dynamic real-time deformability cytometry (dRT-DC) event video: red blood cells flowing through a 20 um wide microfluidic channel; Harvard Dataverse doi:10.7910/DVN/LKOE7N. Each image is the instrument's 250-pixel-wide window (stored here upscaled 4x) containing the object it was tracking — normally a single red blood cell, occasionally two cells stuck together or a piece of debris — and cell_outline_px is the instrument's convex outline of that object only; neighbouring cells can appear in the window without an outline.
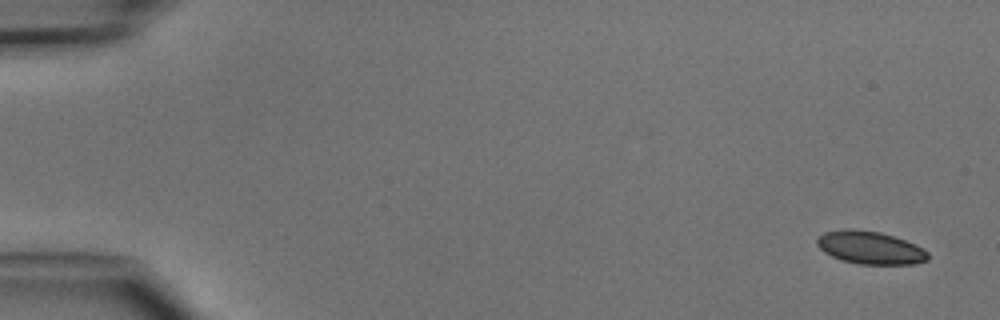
{"species": "common noctule bat (a hibernating species)", "species_latin": "Nyctalus noctula", "temperature_condition": "cold", "stored_images_in_passage": 6, "camera_frame_rate_fps": 3000, "um_per_image_px": 0.085, "animal": {"sex": "male", "body_mass_g": 15.6}, "frame": {"image": 1, "passage_image": 1, "time_ms": 0.0, "image_size_px": [1000, 320], "cell_outline_px": [[928, 260], [916, 264], [860, 264], [844, 260], [832, 256], [824, 252], [816, 244], [816, 240], [824, 232], [844, 228], [852, 228], [880, 232], [916, 244], [924, 248], [928, 252]], "centroid_in_image_um": [73.97, 21.04], "position_along_channel_um": 11.0, "area_um2": 21.27}}
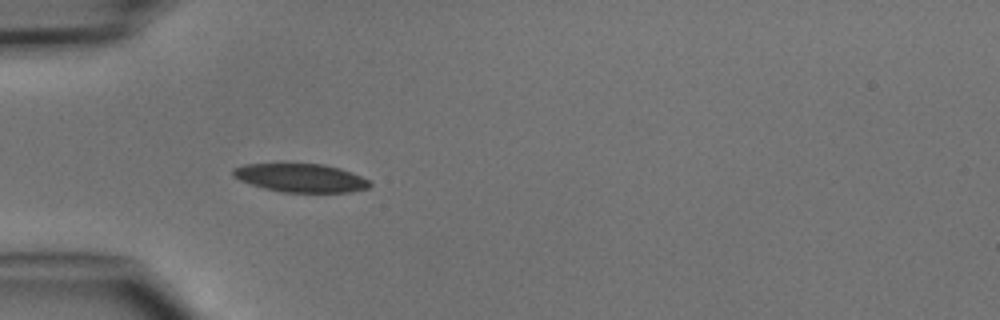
{"frame": {"image": 2, "passage_image": 4, "time_ms": 4.333, "image_size_px": [1000, 320], "cell_outline_px": [[372, 184], [368, 188], [352, 192], [284, 192], [264, 188], [240, 180], [232, 176], [232, 168], [244, 164], [284, 160], [324, 164], [340, 168], [352, 172], [368, 180]], "centroid_in_image_um": [25.5, 15.05], "position_along_channel_um": 59.5, "area_um2": 23.76}}
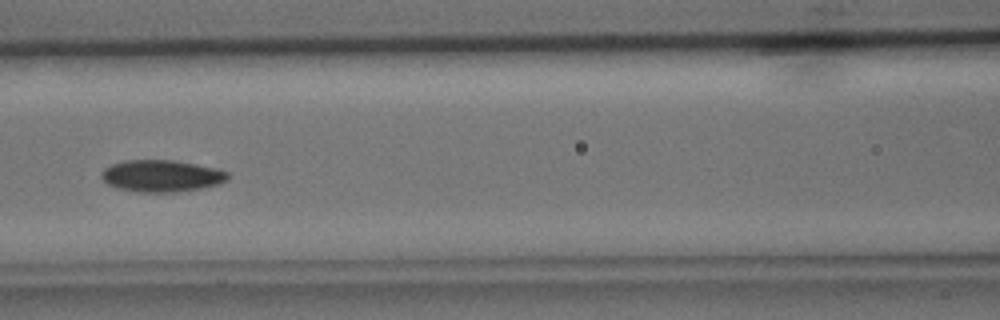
{"frame": {"image": 3, "passage_image": 6, "time_ms": 6.667, "image_size_px": [1000, 320], "cell_outline_px": [[228, 180], [220, 184], [200, 188], [176, 192], [140, 192], [116, 188], [108, 184], [100, 176], [104, 168], [112, 164], [124, 160], [172, 160], [196, 164], [216, 168], [228, 172]], "centroid_in_image_um": [13.73, 14.95], "position_along_channel_um": 152.9, "area_um2": 23.47}}